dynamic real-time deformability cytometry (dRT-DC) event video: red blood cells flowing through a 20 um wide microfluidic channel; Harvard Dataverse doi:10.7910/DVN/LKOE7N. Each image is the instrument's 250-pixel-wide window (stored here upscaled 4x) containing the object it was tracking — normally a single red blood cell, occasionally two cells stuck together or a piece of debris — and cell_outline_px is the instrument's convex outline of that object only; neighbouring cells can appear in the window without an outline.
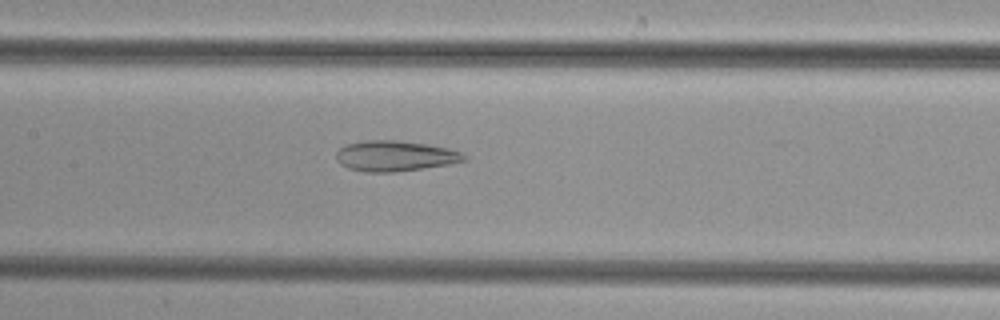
{"species": "common noctule bat (a hibernating species)", "species_latin": "Nyctalus noctula", "temperature_condition": "cold", "stored_images_in_passage": 42, "camera_frame_rate_fps": 3000, "um_per_image_px": 0.085, "animal": {"sex": "female", "body_mass_g": 29.2, "forearm_length_mm": 56.3}, "frame": {"image": 1, "passage_image": 19, "time_ms": 6.0, "image_size_px": [1000, 320], "cell_outline_px": [[468, 160], [448, 164], [424, 168], [396, 172], [364, 172], [348, 168], [340, 164], [336, 160], [336, 152], [344, 144], [364, 140], [400, 140], [428, 144], [448, 148], [460, 152], [468, 156]], "centroid_in_image_um": [33.56, 13.25], "position_along_channel_um": 173.8, "area_um2": 23.06}}
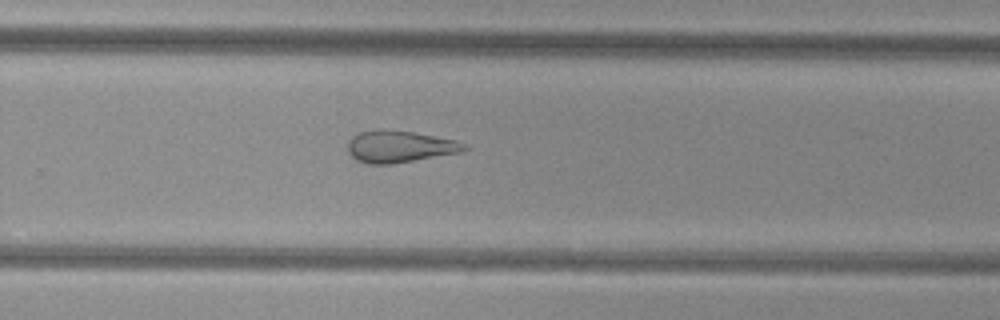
{"frame": {"image": 2, "passage_image": 28, "time_ms": 9.0, "image_size_px": [1000, 320], "cell_outline_px": [[468, 148], [464, 152], [392, 164], [368, 164], [356, 160], [348, 152], [348, 140], [352, 136], [360, 132], [416, 132], [456, 140], [464, 144]], "centroid_in_image_um": [34.01, 12.5], "position_along_channel_um": 295.8, "area_um2": 21.15}}
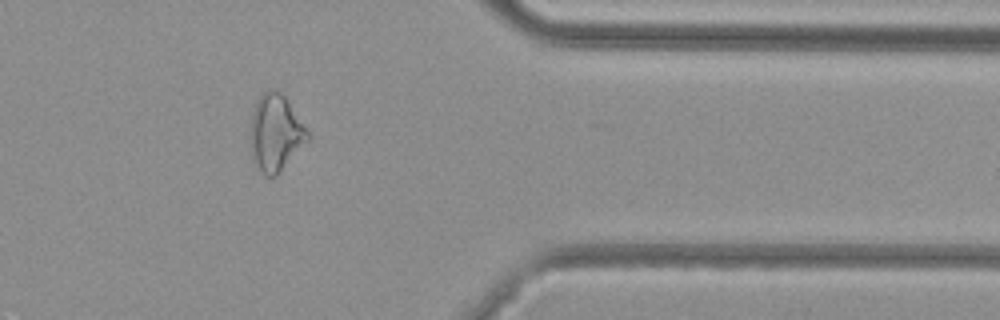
{"frame": {"image": 3, "passage_image": 36, "time_ms": 11.667, "image_size_px": [1000, 320], "cell_outline_px": [[312, 136], [280, 172], [276, 176], [264, 176], [256, 168], [252, 160], [252, 116], [256, 100], [268, 88], [276, 88], [284, 96]], "centroid_in_image_um": [23.44, 11.31], "position_along_channel_um": 388.0, "area_um2": 25.43}}